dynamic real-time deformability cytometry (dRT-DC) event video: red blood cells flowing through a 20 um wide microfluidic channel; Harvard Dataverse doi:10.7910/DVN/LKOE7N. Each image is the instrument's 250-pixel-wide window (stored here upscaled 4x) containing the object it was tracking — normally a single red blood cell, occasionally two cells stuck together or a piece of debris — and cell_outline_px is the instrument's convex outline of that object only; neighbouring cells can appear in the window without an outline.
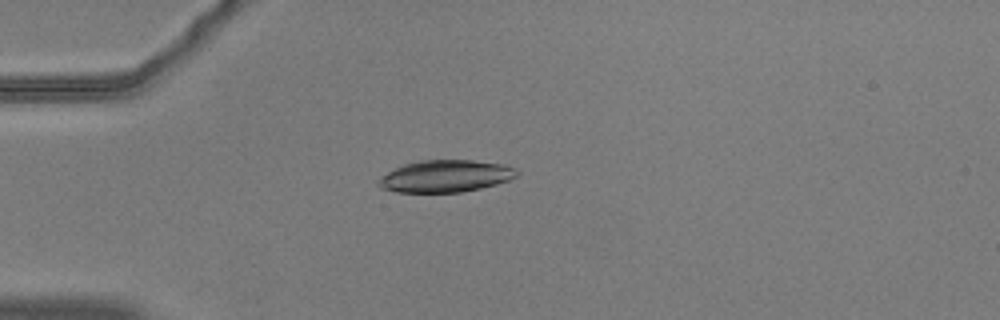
{"species": "common noctule bat (a hibernating species)", "species_latin": "Nyctalus noctula", "temperature_condition": "warm", "stored_images_in_passage": 48, "camera_frame_rate_fps": 3000, "um_per_image_px": 0.085, "animal": {"sex": "male", "body_mass_g": 20.5, "forearm_length_mm": 52.5}, "frame": {"image": 1, "passage_image": 15, "time_ms": 4.667, "image_size_px": [1000, 320], "cell_outline_px": [[520, 172], [516, 176], [508, 180], [496, 184], [480, 188], [460, 192], [396, 192], [380, 188], [376, 184], [376, 180], [388, 172], [404, 164], [420, 160], [472, 160], [504, 164], [516, 168]], "centroid_in_image_um": [37.86, 14.97], "position_along_channel_um": 47.1, "area_um2": 25.89}}
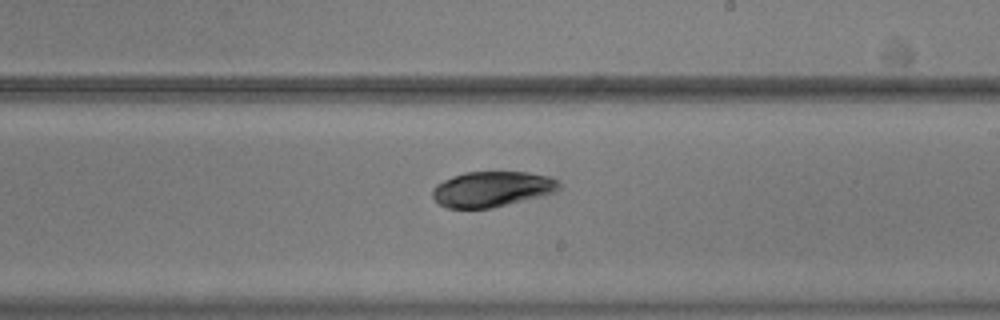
{"frame": {"image": 2, "passage_image": 33, "time_ms": 10.667, "image_size_px": [1000, 320], "cell_outline_px": [[560, 188], [556, 192], [492, 208], [448, 208], [440, 204], [432, 196], [432, 188], [436, 184], [452, 176], [464, 172], [528, 172], [548, 176], [556, 180], [560, 184]], "centroid_in_image_um": [41.8, 16.06], "position_along_channel_um": 247.2, "area_um2": 26.07}}
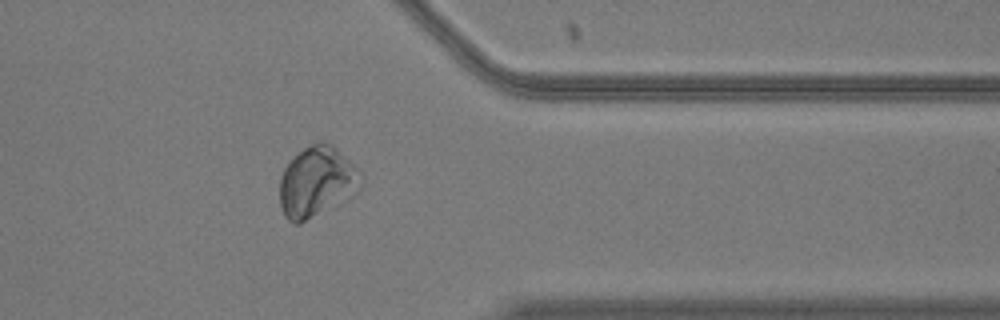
{"frame": {"image": 3, "passage_image": 45, "time_ms": 14.667, "image_size_px": [1000, 320], "cell_outline_px": [[356, 168], [348, 180], [300, 224], [292, 224], [284, 216], [280, 204], [280, 176], [284, 168], [292, 156], [316, 140], [324, 140], [332, 144]], "centroid_in_image_um": [26.53, 15.26], "position_along_channel_um": 384.9, "area_um2": 28.5}, "authors_computed_cell_mechanics": {"area_um2": 26.0678, "velocity_mm_per_s": 3.6578, "shape_relaxation_time_tau1_ms": 5.9456, "shape_relaxation_time_tau2_ms": 2.5579, "deformation_change_tau1": 0.1349, "deformation_change_tau2": 0.0546}}